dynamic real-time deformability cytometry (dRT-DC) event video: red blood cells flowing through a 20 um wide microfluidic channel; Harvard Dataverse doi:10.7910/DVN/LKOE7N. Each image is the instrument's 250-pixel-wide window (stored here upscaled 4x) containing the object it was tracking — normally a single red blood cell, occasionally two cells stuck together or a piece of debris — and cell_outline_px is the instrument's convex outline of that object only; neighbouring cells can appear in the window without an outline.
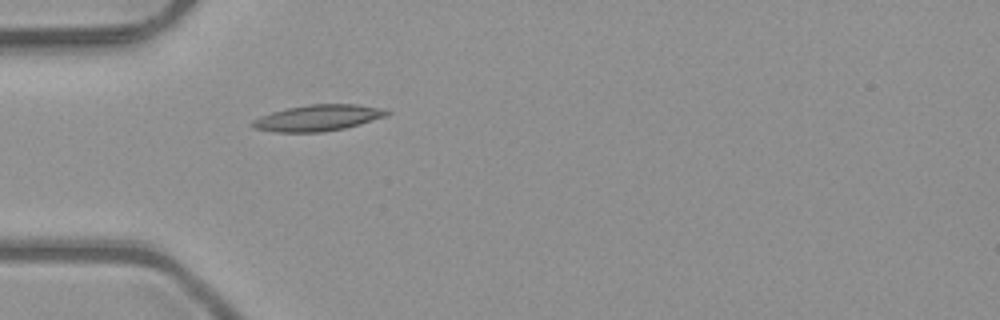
{"species": "common noctule bat (a hibernating species)", "species_latin": "Nyctalus noctula", "temperature_condition": "room temperature", "stored_images_in_passage": 1, "camera_frame_rate_fps": 3000, "um_per_image_px": 0.085, "animal": {"sex": "male", "body_mass_g": 23.1, "forearm_length_mm": 52.7}, "frame": {"image": 1, "passage_image": 1, "time_ms": 0.0, "image_size_px": [1000, 320], "cell_outline_px": [[392, 112], [388, 116], [360, 124], [344, 128], [324, 132], [276, 132], [252, 128], [252, 120], [260, 116], [272, 112], [288, 108], [308, 104], [356, 104], [380, 108]], "centroid_in_image_um": [27.04, 10.02], "position_along_channel_um": 58.0, "area_um2": 20.52}}